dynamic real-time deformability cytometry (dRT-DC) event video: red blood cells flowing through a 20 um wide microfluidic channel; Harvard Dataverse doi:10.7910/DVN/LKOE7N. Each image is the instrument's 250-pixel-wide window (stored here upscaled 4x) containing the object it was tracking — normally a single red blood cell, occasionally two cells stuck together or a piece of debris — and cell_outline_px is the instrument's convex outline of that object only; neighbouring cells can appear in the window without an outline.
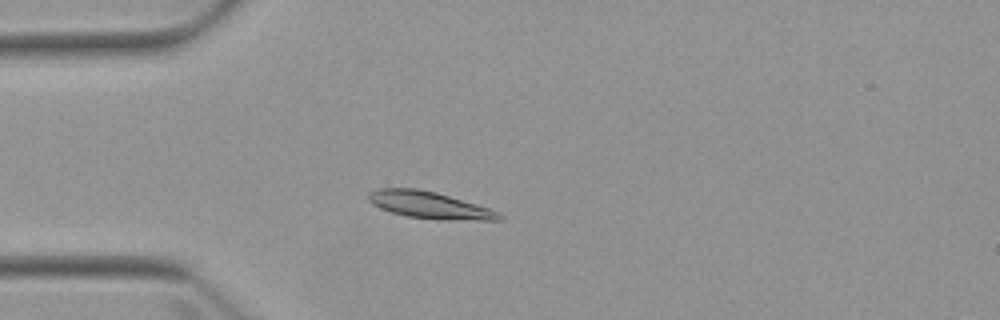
{"species": "Egyptian fruit bat (a non-hibernating species)", "species_latin": "Rousettus aegyptiacus", "temperature_condition": "warm", "stored_images_in_passage": 4, "camera_frame_rate_fps": 3000, "um_per_image_px": 0.085, "animal": {"sex": "female"}, "frame": {"image": 1, "passage_image": 4, "time_ms": 3.667, "image_size_px": [1000, 320], "cell_outline_px": [[504, 220], [440, 220], [404, 216], [380, 208], [372, 204], [368, 200], [368, 192], [380, 188], [416, 188], [436, 192], [492, 208], [500, 212], [504, 216]], "centroid_in_image_um": [36.56, 17.44], "position_along_channel_um": 48.4, "area_um2": 20.87}}